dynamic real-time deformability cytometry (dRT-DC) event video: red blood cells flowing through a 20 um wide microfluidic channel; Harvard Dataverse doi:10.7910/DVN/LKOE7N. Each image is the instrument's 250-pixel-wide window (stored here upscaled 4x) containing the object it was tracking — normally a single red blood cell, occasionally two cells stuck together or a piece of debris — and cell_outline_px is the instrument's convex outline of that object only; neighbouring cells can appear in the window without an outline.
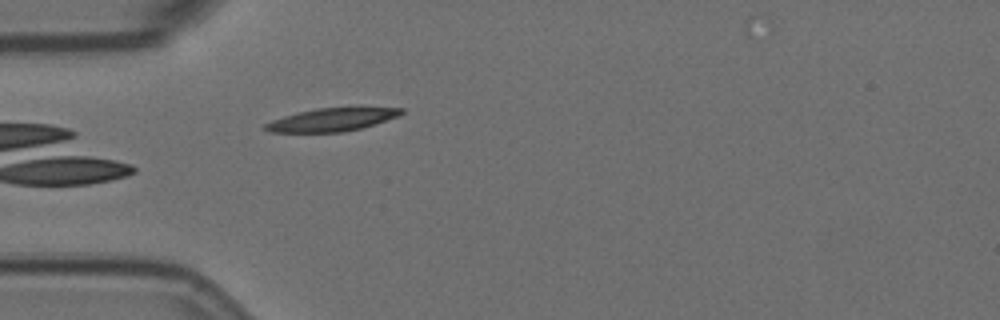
{"species": "Egyptian fruit bat (a non-hibernating species)", "species_latin": "Rousettus aegyptiacus", "temperature_condition": "room temperature", "stored_images_in_passage": 5, "camera_frame_rate_fps": 3000, "um_per_image_px": 0.085, "animal": {"sex": "female"}, "frame": {"image": 1, "passage_image": 5, "time_ms": 1.333, "image_size_px": [1000, 320], "cell_outline_px": [[404, 112], [400, 116], [360, 128], [340, 132], [268, 132], [260, 128], [264, 124], [272, 120], [296, 112], [316, 108], [404, 108]], "centroid_in_image_um": [28.13, 10.18], "position_along_channel_um": 56.9, "area_um2": 18.15}}